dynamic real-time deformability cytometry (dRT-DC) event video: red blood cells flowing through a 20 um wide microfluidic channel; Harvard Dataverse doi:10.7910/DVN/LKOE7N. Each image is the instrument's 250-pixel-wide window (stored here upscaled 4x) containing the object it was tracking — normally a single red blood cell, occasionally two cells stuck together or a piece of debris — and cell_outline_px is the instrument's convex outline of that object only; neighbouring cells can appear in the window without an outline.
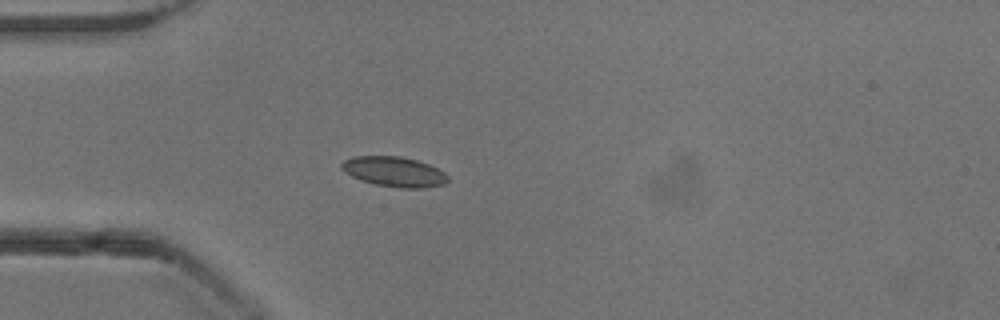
{"species": "common noctule bat (a hibernating species)", "species_latin": "Nyctalus noctula", "temperature_condition": "cold", "stored_images_in_passage": 35, "camera_frame_rate_fps": 3000, "um_per_image_px": 0.085, "animal": {"sex": "male", "body_mass_g": 13.3}, "frame": {"image": 1, "passage_image": 9, "time_ms": 2.667, "image_size_px": [1000, 320], "cell_outline_px": [[448, 180], [444, 184], [424, 188], [400, 188], [376, 184], [352, 176], [344, 172], [340, 168], [340, 164], [344, 160], [352, 156], [400, 156], [416, 160], [428, 164], [444, 172], [448, 176]], "centroid_in_image_um": [33.49, 14.59], "position_along_channel_um": 51.5, "area_um2": 18.5}}
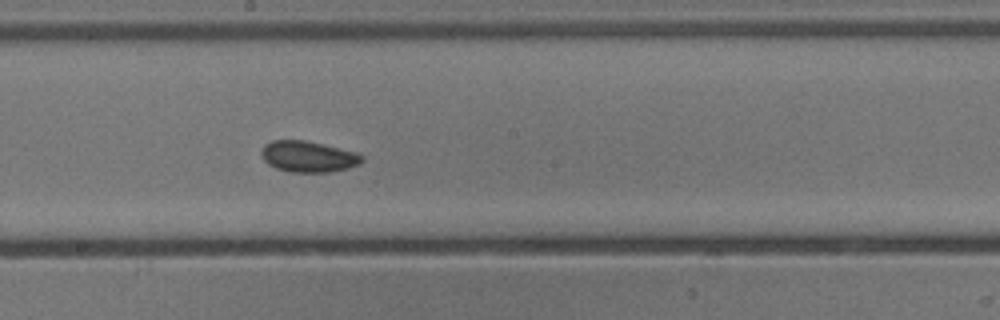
{"frame": {"image": 2, "passage_image": 23, "time_ms": 7.333, "image_size_px": [1000, 320], "cell_outline_px": [[364, 160], [360, 164], [348, 168], [332, 172], [288, 172], [276, 168], [268, 164], [264, 160], [260, 152], [264, 144], [272, 140], [304, 140], [324, 144], [356, 152], [364, 156]], "centroid_in_image_um": [26.21, 13.31], "position_along_channel_um": 222.0, "area_um2": 18.44}}
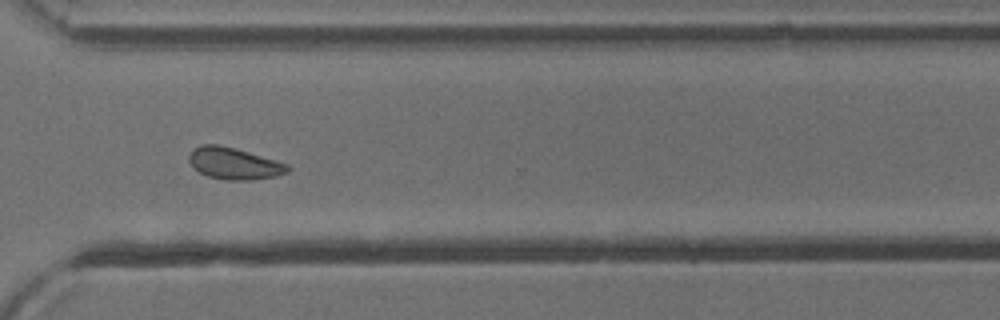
{"frame": {"image": 3, "passage_image": 33, "time_ms": 10.667, "image_size_px": [1000, 320], "cell_outline_px": [[292, 168], [288, 172], [276, 176], [252, 180], [224, 180], [208, 176], [200, 172], [188, 160], [188, 156], [192, 148], [200, 144], [220, 144], [236, 148], [276, 160], [288, 164]], "centroid_in_image_um": [19.91, 13.88], "position_along_channel_um": 350.7, "area_um2": 18.44}, "authors_computed_cell_mechanics": {"area_um2": 17.8602, "velocity_mm_per_s": 3.8606, "shape_relaxation_time_tau1_ms": 4.9301, "shape_relaxation_time_tau2_ms": 3.3739, "deformation_change_tau1": 0.0475, "deformation_change_tau2": 0.0645}}